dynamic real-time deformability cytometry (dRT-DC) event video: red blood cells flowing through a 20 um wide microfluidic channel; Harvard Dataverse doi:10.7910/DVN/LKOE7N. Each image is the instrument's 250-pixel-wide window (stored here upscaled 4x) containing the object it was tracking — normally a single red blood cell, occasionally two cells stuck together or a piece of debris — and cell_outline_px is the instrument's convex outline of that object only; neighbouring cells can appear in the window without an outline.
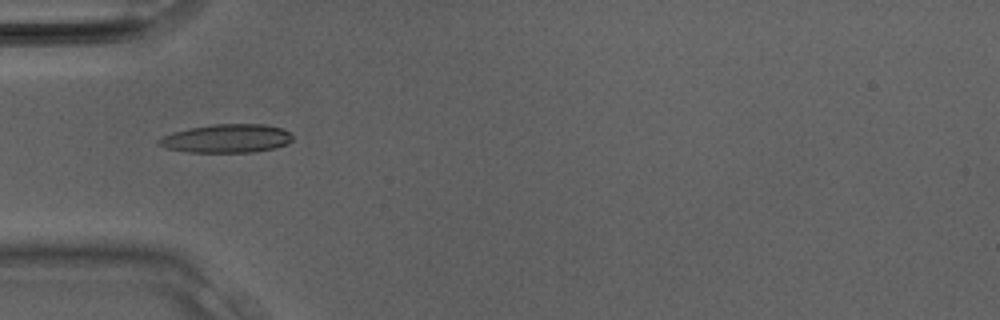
{"species": "Egyptian fruit bat (a non-hibernating species)", "species_latin": "Rousettus aegyptiacus", "temperature_condition": "room temperature", "stored_images_in_passage": 17, "camera_frame_rate_fps": 3000, "um_per_image_px": 0.085, "animal": {"sex": "male"}, "frame": {"image": 1, "passage_image": 8, "time_ms": 2.333, "image_size_px": [1000, 320], "cell_outline_px": [[292, 140], [288, 144], [276, 148], [252, 152], [188, 152], [164, 148], [156, 144], [156, 140], [172, 132], [188, 128], [212, 124], [264, 124], [280, 128], [288, 132], [292, 136]], "centroid_in_image_um": [19.23, 11.77], "position_along_channel_um": 65.8, "area_um2": 22.37}}